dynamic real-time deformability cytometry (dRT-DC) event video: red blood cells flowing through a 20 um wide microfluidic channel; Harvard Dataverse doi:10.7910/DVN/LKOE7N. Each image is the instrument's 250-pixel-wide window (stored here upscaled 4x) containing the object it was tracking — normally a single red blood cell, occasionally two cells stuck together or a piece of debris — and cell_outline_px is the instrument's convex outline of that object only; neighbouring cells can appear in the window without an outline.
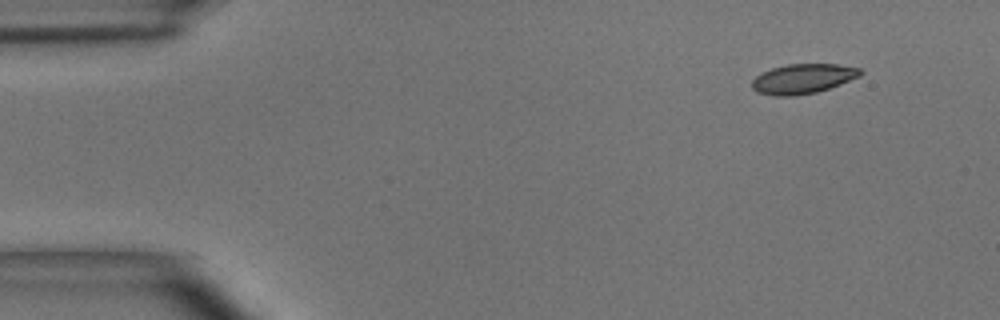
{"species": "common noctule bat (a hibernating species)", "species_latin": "Nyctalus noctula", "temperature_condition": "room temperature", "stored_images_in_passage": 48, "camera_frame_rate_fps": 3000, "um_per_image_px": 0.085, "animal": {"sex": "male", "body_mass_g": 15.6}, "frame": {"image": 1, "passage_image": 1, "time_ms": 0.0, "image_size_px": [1000, 320], "cell_outline_px": [[864, 72], [860, 76], [840, 84], [816, 92], [792, 96], [776, 96], [756, 92], [752, 88], [752, 80], [756, 76], [772, 68], [788, 64], [836, 64], [860, 68]], "centroid_in_image_um": [68.25, 6.69], "position_along_channel_um": 16.8, "area_um2": 18.67}}
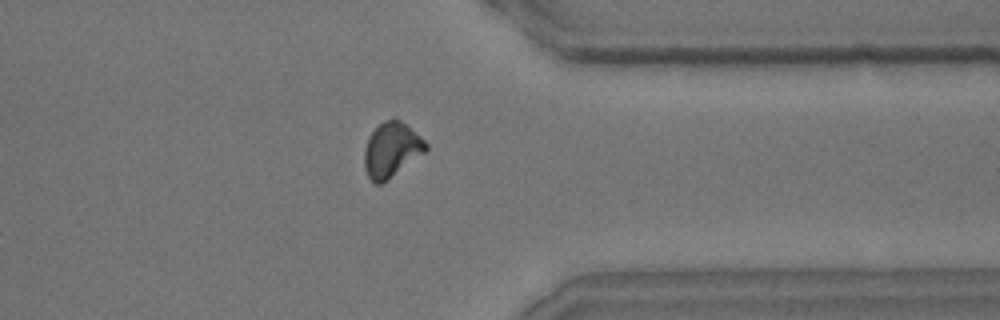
{"frame": {"image": 2, "passage_image": 39, "time_ms": 12.667, "image_size_px": [1000, 320], "cell_outline_px": [[428, 148], [424, 152], [380, 184], [376, 184], [368, 176], [364, 168], [364, 148], [368, 136], [384, 120], [392, 116], [396, 116], [424, 140], [428, 144]], "centroid_in_image_um": [33.24, 12.68], "position_along_channel_um": 378.2, "area_um2": 19.36}}
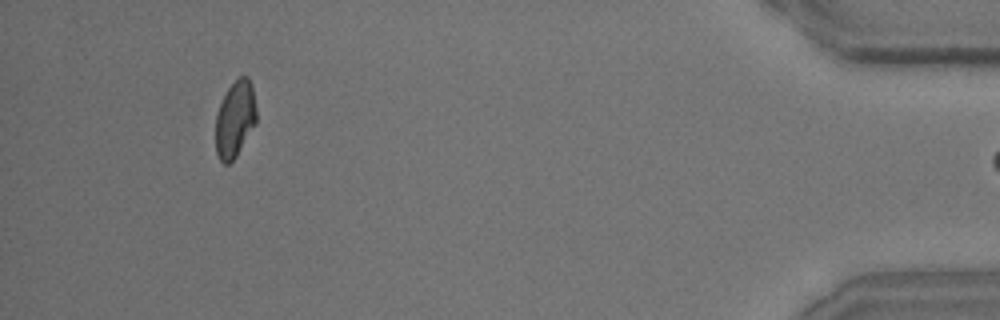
{"frame": {"image": 3, "passage_image": 47, "time_ms": 15.333, "image_size_px": [1000, 320], "cell_outline_px": [[256, 124], [236, 156], [228, 164], [224, 164], [220, 160], [216, 152], [216, 116], [220, 104], [228, 88], [240, 76], [248, 76], [252, 84], [256, 108]], "centroid_in_image_um": [19.99, 10.12], "position_along_channel_um": 415.2, "area_um2": 18.09}}